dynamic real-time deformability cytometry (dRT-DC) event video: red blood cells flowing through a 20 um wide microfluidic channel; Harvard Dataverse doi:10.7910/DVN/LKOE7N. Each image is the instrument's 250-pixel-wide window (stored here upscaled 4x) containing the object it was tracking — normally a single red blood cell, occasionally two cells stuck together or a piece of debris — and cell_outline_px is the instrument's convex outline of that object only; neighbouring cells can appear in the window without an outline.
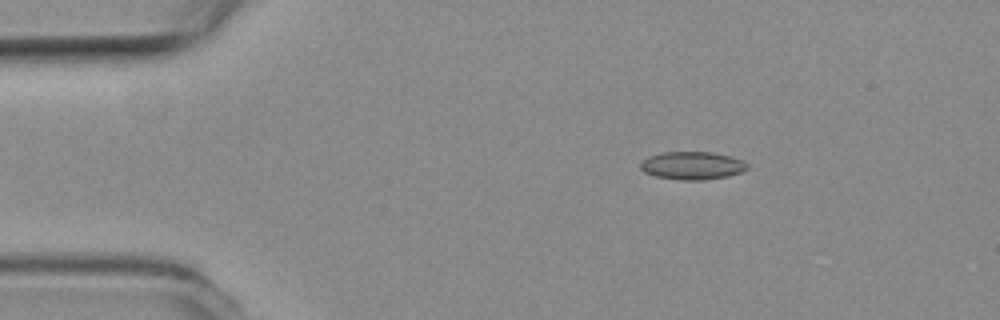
{"species": "common noctule bat (a hibernating species)", "species_latin": "Nyctalus noctula", "temperature_condition": "room temperature", "stored_images_in_passage": 4, "camera_frame_rate_fps": 3000, "um_per_image_px": 0.085, "animal": {"sex": "female", "body_mass_g": 19.3, "forearm_length_mm": 54.1}, "frame": {"image": 1, "passage_image": 2, "time_ms": 0.333, "image_size_px": [1000, 320], "cell_outline_px": [[748, 168], [744, 172], [728, 176], [704, 180], [680, 180], [656, 176], [644, 172], [640, 168], [640, 164], [648, 156], [660, 152], [712, 152], [732, 156], [744, 160], [748, 164]], "centroid_in_image_um": [58.89, 14.07], "position_along_channel_um": 26.1, "area_um2": 17.63}}
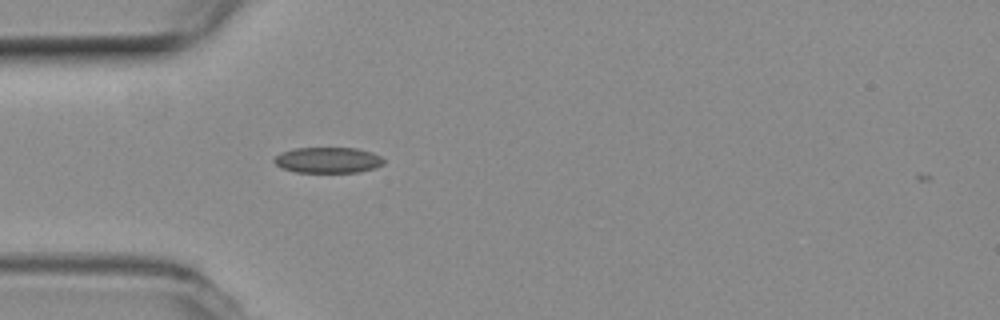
{"frame": {"image": 2, "passage_image": 4, "time_ms": 1.0, "image_size_px": [1000, 320], "cell_outline_px": [[384, 164], [372, 168], [356, 172], [296, 172], [280, 168], [272, 160], [280, 152], [292, 148], [356, 148], [372, 152], [380, 156], [384, 160]], "centroid_in_image_um": [27.83, 13.6], "position_along_channel_um": 57.2, "area_um2": 16.47}}